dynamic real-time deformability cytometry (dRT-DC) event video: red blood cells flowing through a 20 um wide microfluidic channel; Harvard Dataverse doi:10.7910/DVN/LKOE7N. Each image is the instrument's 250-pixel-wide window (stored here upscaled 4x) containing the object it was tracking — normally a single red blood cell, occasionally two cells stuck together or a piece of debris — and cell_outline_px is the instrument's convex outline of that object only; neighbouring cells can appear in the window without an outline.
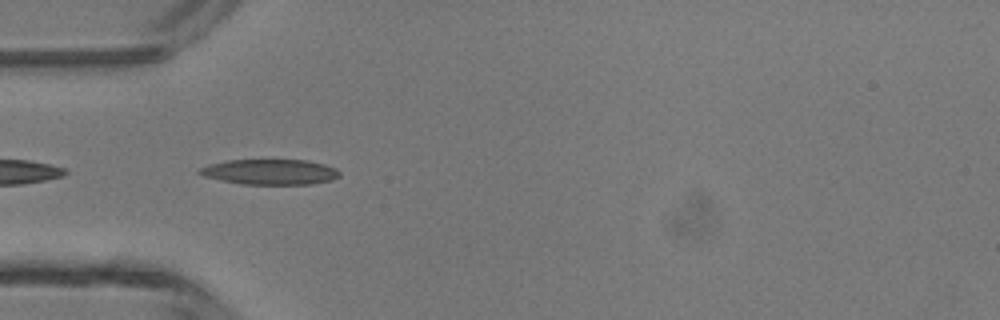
{"species": "common noctule bat (a hibernating species)", "species_latin": "Nyctalus noctula", "temperature_condition": "room temperature", "stored_images_in_passage": 4, "camera_frame_rate_fps": 3000, "um_per_image_px": 0.085, "animal": {"sex": "male", "body_mass_g": 13.3}, "frame": {"image": 1, "passage_image": 2, "time_ms": 0.333, "image_size_px": [1000, 320], "cell_outline_px": [[340, 176], [332, 180], [312, 184], [244, 184], [220, 180], [204, 176], [196, 172], [200, 168], [212, 164], [228, 160], [308, 160], [324, 164], [336, 168], [340, 172]], "centroid_in_image_um": [23.0, 14.61], "position_along_channel_um": 62.0, "area_um2": 20.63}}